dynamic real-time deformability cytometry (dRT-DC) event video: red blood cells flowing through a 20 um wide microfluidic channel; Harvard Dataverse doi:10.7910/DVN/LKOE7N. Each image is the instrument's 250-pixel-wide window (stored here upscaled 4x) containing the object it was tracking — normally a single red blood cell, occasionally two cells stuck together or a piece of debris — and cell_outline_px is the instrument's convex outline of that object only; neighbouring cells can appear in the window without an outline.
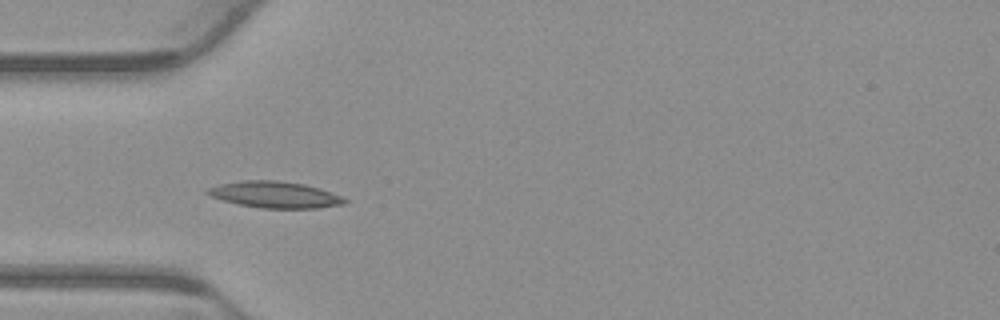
{"species": "common noctule bat (a hibernating species)", "species_latin": "Nyctalus noctula", "temperature_condition": "warm", "stored_images_in_passage": 40, "camera_frame_rate_fps": 3000, "um_per_image_px": 0.085, "animal": {"sex": "male", "body_mass_g": 23.1, "forearm_length_mm": 52.7}, "frame": {"image": 1, "passage_image": 3, "time_ms": 0.667, "image_size_px": [1000, 320], "cell_outline_px": [[348, 200], [344, 204], [320, 208], [260, 208], [240, 204], [224, 200], [212, 196], [204, 192], [208, 188], [220, 184], [244, 180], [276, 180], [304, 184], [320, 188], [344, 196]], "centroid_in_image_um": [23.43, 16.54], "position_along_channel_um": 61.6, "area_um2": 21.1}}
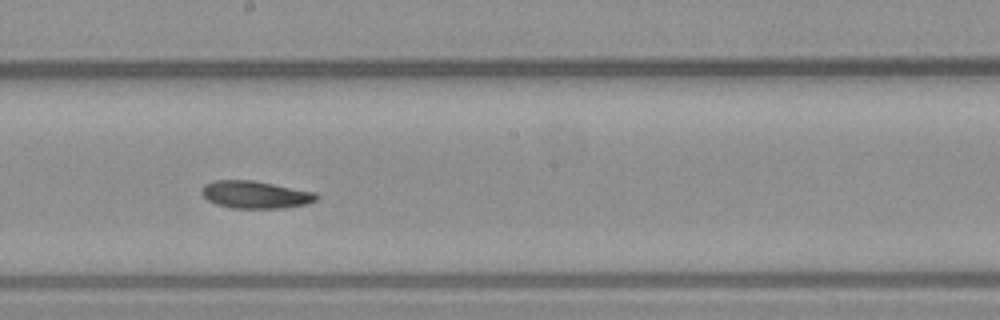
{"frame": {"image": 2, "passage_image": 16, "time_ms": 5.0, "image_size_px": [1000, 320], "cell_outline_px": [[320, 196], [316, 200], [308, 204], [284, 208], [232, 208], [216, 204], [208, 200], [200, 192], [200, 188], [204, 184], [216, 180], [252, 180], [316, 192]], "centroid_in_image_um": [21.71, 16.54], "position_along_channel_um": 226.5, "area_um2": 18.5}}
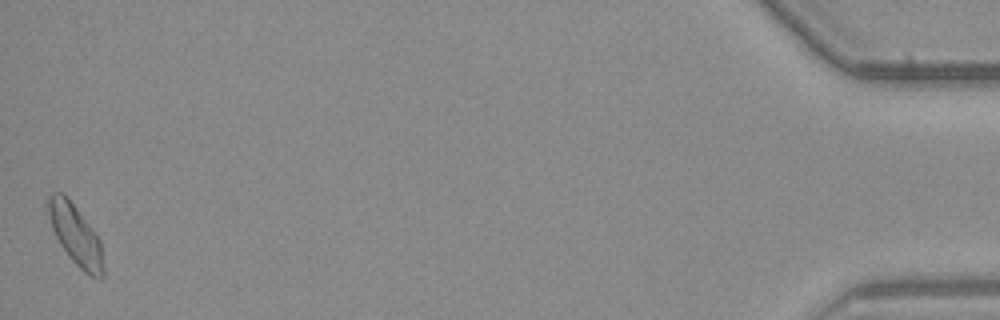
{"frame": {"image": 3, "passage_image": 40, "time_ms": 13.0, "image_size_px": [1000, 320], "cell_outline_px": [[104, 276], [100, 280], [84, 272], [68, 256], [60, 244], [52, 228], [44, 200], [52, 192], [64, 192], [68, 196], [100, 240], [104, 268]], "centroid_in_image_um": [6.39, 19.93], "position_along_channel_um": 428.8, "area_um2": 19.59}}